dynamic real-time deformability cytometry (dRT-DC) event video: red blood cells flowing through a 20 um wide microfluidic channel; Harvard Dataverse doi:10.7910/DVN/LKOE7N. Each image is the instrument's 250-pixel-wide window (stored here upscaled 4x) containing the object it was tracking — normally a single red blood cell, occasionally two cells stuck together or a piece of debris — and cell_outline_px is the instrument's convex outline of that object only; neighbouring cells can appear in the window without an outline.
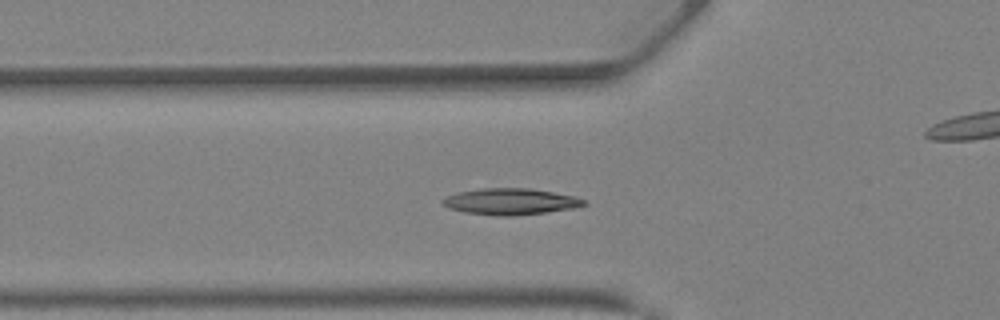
{"species": "Egyptian fruit bat (a non-hibernating species)", "species_latin": "Rousettus aegyptiacus", "temperature_condition": "warm", "stored_images_in_passage": 43, "camera_frame_rate_fps": 3000, "um_per_image_px": 0.085, "animal": {"sex": "female"}, "frame": {"image": 1, "passage_image": 15, "time_ms": 4.667, "image_size_px": [1000, 320], "cell_outline_px": [[588, 204], [576, 208], [512, 216], [492, 216], [464, 212], [448, 208], [440, 200], [456, 192], [484, 188], [528, 188], [576, 196], [584, 200]], "centroid_in_image_um": [43.39, 17.13], "position_along_channel_um": 82.4, "area_um2": 21.73}}
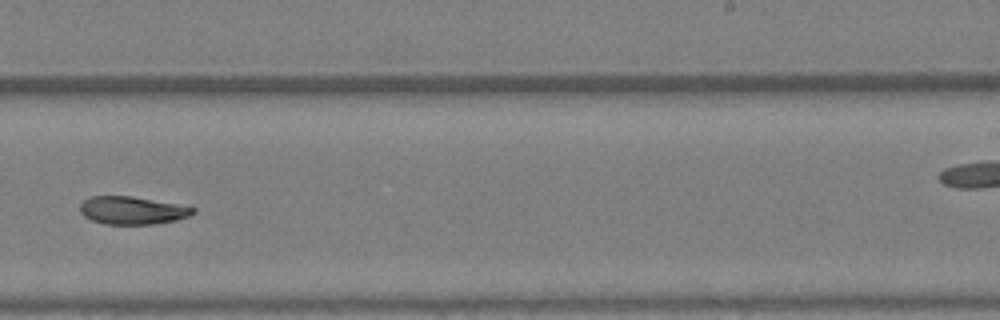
{"frame": {"image": 2, "passage_image": 27, "time_ms": 8.667, "image_size_px": [1000, 320], "cell_outline_px": [[196, 212], [188, 216], [176, 220], [156, 224], [104, 224], [92, 220], [84, 216], [80, 212], [80, 204], [88, 196], [132, 196], [176, 204], [196, 208]], "centroid_in_image_um": [11.22, 17.88], "position_along_channel_um": 277.8, "area_um2": 18.32}}
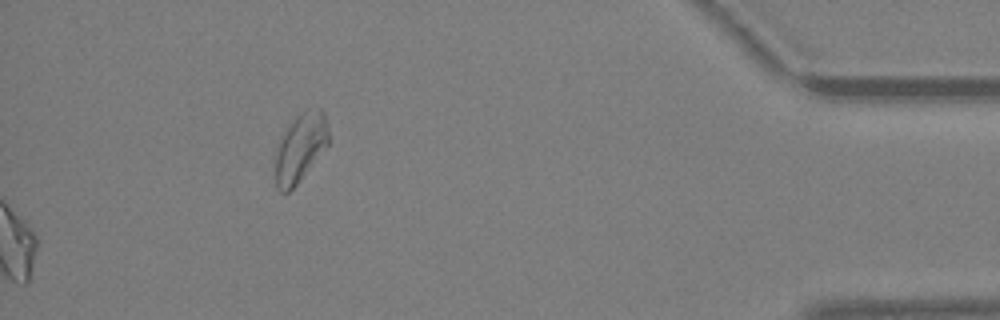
{"frame": {"image": 3, "passage_image": 43, "time_ms": 14.0, "image_size_px": [1000, 320], "cell_outline_px": [[328, 144], [296, 184], [288, 192], [280, 192], [276, 188], [276, 148], [284, 132], [292, 120], [296, 116], [304, 112], [320, 108], [324, 112], [328, 124]], "centroid_in_image_um": [25.52, 12.55], "position_along_channel_um": 409.7, "area_um2": 20.69}, "authors_computed_cell_mechanics": {"area_um2": 19.8254, "velocity_mm_per_s": 4.9024, "shape_relaxation_time_tau1_ms": null, "shape_relaxation_time_tau2_ms": 1.8548, "deformation_change_tau1": null, "deformation_change_tau2": 0.0711}}